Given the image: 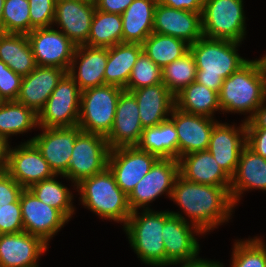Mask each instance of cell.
Returning a JSON list of instances; mask_svg holds the SVG:
<instances>
[{
    "label": "cell",
    "instance_id": "cell-49",
    "mask_svg": "<svg viewBox=\"0 0 266 267\" xmlns=\"http://www.w3.org/2000/svg\"><path fill=\"white\" fill-rule=\"evenodd\" d=\"M8 144L0 138V171L5 170L6 167V149Z\"/></svg>",
    "mask_w": 266,
    "mask_h": 267
},
{
    "label": "cell",
    "instance_id": "cell-44",
    "mask_svg": "<svg viewBox=\"0 0 266 267\" xmlns=\"http://www.w3.org/2000/svg\"><path fill=\"white\" fill-rule=\"evenodd\" d=\"M246 146L266 159V129L246 128Z\"/></svg>",
    "mask_w": 266,
    "mask_h": 267
},
{
    "label": "cell",
    "instance_id": "cell-46",
    "mask_svg": "<svg viewBox=\"0 0 266 267\" xmlns=\"http://www.w3.org/2000/svg\"><path fill=\"white\" fill-rule=\"evenodd\" d=\"M133 0H94L95 7L103 12L121 15Z\"/></svg>",
    "mask_w": 266,
    "mask_h": 267
},
{
    "label": "cell",
    "instance_id": "cell-1",
    "mask_svg": "<svg viewBox=\"0 0 266 267\" xmlns=\"http://www.w3.org/2000/svg\"><path fill=\"white\" fill-rule=\"evenodd\" d=\"M170 200L183 209L191 224L203 234L228 222L235 207L230 186H213L193 183L178 175Z\"/></svg>",
    "mask_w": 266,
    "mask_h": 267
},
{
    "label": "cell",
    "instance_id": "cell-12",
    "mask_svg": "<svg viewBox=\"0 0 266 267\" xmlns=\"http://www.w3.org/2000/svg\"><path fill=\"white\" fill-rule=\"evenodd\" d=\"M54 27L36 28L27 34L36 64L62 68L68 72L75 45L63 32Z\"/></svg>",
    "mask_w": 266,
    "mask_h": 267
},
{
    "label": "cell",
    "instance_id": "cell-39",
    "mask_svg": "<svg viewBox=\"0 0 266 267\" xmlns=\"http://www.w3.org/2000/svg\"><path fill=\"white\" fill-rule=\"evenodd\" d=\"M2 32L26 35L31 32L28 0L4 1Z\"/></svg>",
    "mask_w": 266,
    "mask_h": 267
},
{
    "label": "cell",
    "instance_id": "cell-22",
    "mask_svg": "<svg viewBox=\"0 0 266 267\" xmlns=\"http://www.w3.org/2000/svg\"><path fill=\"white\" fill-rule=\"evenodd\" d=\"M49 244L26 231L0 234V267H39Z\"/></svg>",
    "mask_w": 266,
    "mask_h": 267
},
{
    "label": "cell",
    "instance_id": "cell-43",
    "mask_svg": "<svg viewBox=\"0 0 266 267\" xmlns=\"http://www.w3.org/2000/svg\"><path fill=\"white\" fill-rule=\"evenodd\" d=\"M22 78L0 60V96L4 101H16Z\"/></svg>",
    "mask_w": 266,
    "mask_h": 267
},
{
    "label": "cell",
    "instance_id": "cell-36",
    "mask_svg": "<svg viewBox=\"0 0 266 267\" xmlns=\"http://www.w3.org/2000/svg\"><path fill=\"white\" fill-rule=\"evenodd\" d=\"M145 54L161 69L189 51L184 40L152 32L142 43Z\"/></svg>",
    "mask_w": 266,
    "mask_h": 267
},
{
    "label": "cell",
    "instance_id": "cell-50",
    "mask_svg": "<svg viewBox=\"0 0 266 267\" xmlns=\"http://www.w3.org/2000/svg\"><path fill=\"white\" fill-rule=\"evenodd\" d=\"M255 61H256L257 65H258V67H259V70H260L261 74L266 79V55H264L260 59H256Z\"/></svg>",
    "mask_w": 266,
    "mask_h": 267
},
{
    "label": "cell",
    "instance_id": "cell-34",
    "mask_svg": "<svg viewBox=\"0 0 266 267\" xmlns=\"http://www.w3.org/2000/svg\"><path fill=\"white\" fill-rule=\"evenodd\" d=\"M38 126V114L16 101H5L0 107V138L7 144L12 135L23 134Z\"/></svg>",
    "mask_w": 266,
    "mask_h": 267
},
{
    "label": "cell",
    "instance_id": "cell-14",
    "mask_svg": "<svg viewBox=\"0 0 266 267\" xmlns=\"http://www.w3.org/2000/svg\"><path fill=\"white\" fill-rule=\"evenodd\" d=\"M158 159L156 155L142 151L137 146L119 147L110 150L108 167L117 185L129 196Z\"/></svg>",
    "mask_w": 266,
    "mask_h": 267
},
{
    "label": "cell",
    "instance_id": "cell-29",
    "mask_svg": "<svg viewBox=\"0 0 266 267\" xmlns=\"http://www.w3.org/2000/svg\"><path fill=\"white\" fill-rule=\"evenodd\" d=\"M23 190L5 170L0 171V234L24 231L19 200Z\"/></svg>",
    "mask_w": 266,
    "mask_h": 267
},
{
    "label": "cell",
    "instance_id": "cell-37",
    "mask_svg": "<svg viewBox=\"0 0 266 267\" xmlns=\"http://www.w3.org/2000/svg\"><path fill=\"white\" fill-rule=\"evenodd\" d=\"M40 181L29 188V190L42 202L60 210L69 220L74 214L72 204L73 194L70 190L57 181L54 177Z\"/></svg>",
    "mask_w": 266,
    "mask_h": 267
},
{
    "label": "cell",
    "instance_id": "cell-30",
    "mask_svg": "<svg viewBox=\"0 0 266 267\" xmlns=\"http://www.w3.org/2000/svg\"><path fill=\"white\" fill-rule=\"evenodd\" d=\"M142 51V44L139 43H119L108 48L104 85H114L125 89Z\"/></svg>",
    "mask_w": 266,
    "mask_h": 267
},
{
    "label": "cell",
    "instance_id": "cell-45",
    "mask_svg": "<svg viewBox=\"0 0 266 267\" xmlns=\"http://www.w3.org/2000/svg\"><path fill=\"white\" fill-rule=\"evenodd\" d=\"M157 3L177 10L202 12L204 0H157Z\"/></svg>",
    "mask_w": 266,
    "mask_h": 267
},
{
    "label": "cell",
    "instance_id": "cell-21",
    "mask_svg": "<svg viewBox=\"0 0 266 267\" xmlns=\"http://www.w3.org/2000/svg\"><path fill=\"white\" fill-rule=\"evenodd\" d=\"M202 12L177 10L157 3L154 12L153 32L173 36L194 44L202 34Z\"/></svg>",
    "mask_w": 266,
    "mask_h": 267
},
{
    "label": "cell",
    "instance_id": "cell-17",
    "mask_svg": "<svg viewBox=\"0 0 266 267\" xmlns=\"http://www.w3.org/2000/svg\"><path fill=\"white\" fill-rule=\"evenodd\" d=\"M139 107L134 94L123 90L118 98L114 122L106 137L111 149L137 146L142 136Z\"/></svg>",
    "mask_w": 266,
    "mask_h": 267
},
{
    "label": "cell",
    "instance_id": "cell-41",
    "mask_svg": "<svg viewBox=\"0 0 266 267\" xmlns=\"http://www.w3.org/2000/svg\"><path fill=\"white\" fill-rule=\"evenodd\" d=\"M161 83H163L162 69L142 51L136 60L124 90L132 91Z\"/></svg>",
    "mask_w": 266,
    "mask_h": 267
},
{
    "label": "cell",
    "instance_id": "cell-51",
    "mask_svg": "<svg viewBox=\"0 0 266 267\" xmlns=\"http://www.w3.org/2000/svg\"><path fill=\"white\" fill-rule=\"evenodd\" d=\"M5 0H0V32H2V15H3V6Z\"/></svg>",
    "mask_w": 266,
    "mask_h": 267
},
{
    "label": "cell",
    "instance_id": "cell-38",
    "mask_svg": "<svg viewBox=\"0 0 266 267\" xmlns=\"http://www.w3.org/2000/svg\"><path fill=\"white\" fill-rule=\"evenodd\" d=\"M196 62L190 50L162 69L163 84L176 96L196 80Z\"/></svg>",
    "mask_w": 266,
    "mask_h": 267
},
{
    "label": "cell",
    "instance_id": "cell-9",
    "mask_svg": "<svg viewBox=\"0 0 266 267\" xmlns=\"http://www.w3.org/2000/svg\"><path fill=\"white\" fill-rule=\"evenodd\" d=\"M109 152L106 137L81 131L74 142L69 167L63 177L70 179L75 187L108 166Z\"/></svg>",
    "mask_w": 266,
    "mask_h": 267
},
{
    "label": "cell",
    "instance_id": "cell-4",
    "mask_svg": "<svg viewBox=\"0 0 266 267\" xmlns=\"http://www.w3.org/2000/svg\"><path fill=\"white\" fill-rule=\"evenodd\" d=\"M84 207L103 219L127 223L132 211L128 196L117 185L115 176L107 166L103 171L76 185Z\"/></svg>",
    "mask_w": 266,
    "mask_h": 267
},
{
    "label": "cell",
    "instance_id": "cell-3",
    "mask_svg": "<svg viewBox=\"0 0 266 267\" xmlns=\"http://www.w3.org/2000/svg\"><path fill=\"white\" fill-rule=\"evenodd\" d=\"M265 100L266 79L255 60H248L226 78L219 92L221 112L249 113L244 121H248Z\"/></svg>",
    "mask_w": 266,
    "mask_h": 267
},
{
    "label": "cell",
    "instance_id": "cell-40",
    "mask_svg": "<svg viewBox=\"0 0 266 267\" xmlns=\"http://www.w3.org/2000/svg\"><path fill=\"white\" fill-rule=\"evenodd\" d=\"M231 267H266V245L259 237L236 240Z\"/></svg>",
    "mask_w": 266,
    "mask_h": 267
},
{
    "label": "cell",
    "instance_id": "cell-18",
    "mask_svg": "<svg viewBox=\"0 0 266 267\" xmlns=\"http://www.w3.org/2000/svg\"><path fill=\"white\" fill-rule=\"evenodd\" d=\"M169 118L178 134V159L186 154L208 150L210 137L217 120L189 114L174 107Z\"/></svg>",
    "mask_w": 266,
    "mask_h": 267
},
{
    "label": "cell",
    "instance_id": "cell-23",
    "mask_svg": "<svg viewBox=\"0 0 266 267\" xmlns=\"http://www.w3.org/2000/svg\"><path fill=\"white\" fill-rule=\"evenodd\" d=\"M65 73L62 68L37 65L31 73L22 78L16 102L39 114Z\"/></svg>",
    "mask_w": 266,
    "mask_h": 267
},
{
    "label": "cell",
    "instance_id": "cell-42",
    "mask_svg": "<svg viewBox=\"0 0 266 267\" xmlns=\"http://www.w3.org/2000/svg\"><path fill=\"white\" fill-rule=\"evenodd\" d=\"M31 31L51 27L55 17L56 0H28Z\"/></svg>",
    "mask_w": 266,
    "mask_h": 267
},
{
    "label": "cell",
    "instance_id": "cell-7",
    "mask_svg": "<svg viewBox=\"0 0 266 267\" xmlns=\"http://www.w3.org/2000/svg\"><path fill=\"white\" fill-rule=\"evenodd\" d=\"M243 0H204L202 34L212 39L242 42L246 35Z\"/></svg>",
    "mask_w": 266,
    "mask_h": 267
},
{
    "label": "cell",
    "instance_id": "cell-27",
    "mask_svg": "<svg viewBox=\"0 0 266 267\" xmlns=\"http://www.w3.org/2000/svg\"><path fill=\"white\" fill-rule=\"evenodd\" d=\"M250 189L266 191V159L245 146L239 157L234 175L231 177L230 196L234 205L241 194Z\"/></svg>",
    "mask_w": 266,
    "mask_h": 267
},
{
    "label": "cell",
    "instance_id": "cell-8",
    "mask_svg": "<svg viewBox=\"0 0 266 267\" xmlns=\"http://www.w3.org/2000/svg\"><path fill=\"white\" fill-rule=\"evenodd\" d=\"M81 90L69 73H65L38 114L39 128L78 125Z\"/></svg>",
    "mask_w": 266,
    "mask_h": 267
},
{
    "label": "cell",
    "instance_id": "cell-20",
    "mask_svg": "<svg viewBox=\"0 0 266 267\" xmlns=\"http://www.w3.org/2000/svg\"><path fill=\"white\" fill-rule=\"evenodd\" d=\"M246 146L245 121L238 127L217 123L211 133L208 151L231 178L237 168L242 149Z\"/></svg>",
    "mask_w": 266,
    "mask_h": 267
},
{
    "label": "cell",
    "instance_id": "cell-47",
    "mask_svg": "<svg viewBox=\"0 0 266 267\" xmlns=\"http://www.w3.org/2000/svg\"><path fill=\"white\" fill-rule=\"evenodd\" d=\"M246 128H265L266 129V100L254 112L253 116L245 121Z\"/></svg>",
    "mask_w": 266,
    "mask_h": 267
},
{
    "label": "cell",
    "instance_id": "cell-10",
    "mask_svg": "<svg viewBox=\"0 0 266 267\" xmlns=\"http://www.w3.org/2000/svg\"><path fill=\"white\" fill-rule=\"evenodd\" d=\"M179 212L166 211V222L162 237L166 253V266L193 261L198 258L199 243L194 233L203 234L196 226L189 224ZM194 230V231H192Z\"/></svg>",
    "mask_w": 266,
    "mask_h": 267
},
{
    "label": "cell",
    "instance_id": "cell-19",
    "mask_svg": "<svg viewBox=\"0 0 266 267\" xmlns=\"http://www.w3.org/2000/svg\"><path fill=\"white\" fill-rule=\"evenodd\" d=\"M95 10L94 0H56L53 23L75 45H84Z\"/></svg>",
    "mask_w": 266,
    "mask_h": 267
},
{
    "label": "cell",
    "instance_id": "cell-33",
    "mask_svg": "<svg viewBox=\"0 0 266 267\" xmlns=\"http://www.w3.org/2000/svg\"><path fill=\"white\" fill-rule=\"evenodd\" d=\"M175 107L189 114L209 118H214L215 111H221L219 94L196 81L175 96Z\"/></svg>",
    "mask_w": 266,
    "mask_h": 267
},
{
    "label": "cell",
    "instance_id": "cell-5",
    "mask_svg": "<svg viewBox=\"0 0 266 267\" xmlns=\"http://www.w3.org/2000/svg\"><path fill=\"white\" fill-rule=\"evenodd\" d=\"M134 211L123 225L129 243L143 263L166 266V253L162 231L166 222V211L143 210L141 215Z\"/></svg>",
    "mask_w": 266,
    "mask_h": 267
},
{
    "label": "cell",
    "instance_id": "cell-32",
    "mask_svg": "<svg viewBox=\"0 0 266 267\" xmlns=\"http://www.w3.org/2000/svg\"><path fill=\"white\" fill-rule=\"evenodd\" d=\"M137 147L163 159H178V134L174 123L167 119L161 124L144 128Z\"/></svg>",
    "mask_w": 266,
    "mask_h": 267
},
{
    "label": "cell",
    "instance_id": "cell-52",
    "mask_svg": "<svg viewBox=\"0 0 266 267\" xmlns=\"http://www.w3.org/2000/svg\"><path fill=\"white\" fill-rule=\"evenodd\" d=\"M4 99L0 96V107L2 106V104L4 103Z\"/></svg>",
    "mask_w": 266,
    "mask_h": 267
},
{
    "label": "cell",
    "instance_id": "cell-31",
    "mask_svg": "<svg viewBox=\"0 0 266 267\" xmlns=\"http://www.w3.org/2000/svg\"><path fill=\"white\" fill-rule=\"evenodd\" d=\"M0 60L22 77L37 67L26 34L0 32Z\"/></svg>",
    "mask_w": 266,
    "mask_h": 267
},
{
    "label": "cell",
    "instance_id": "cell-28",
    "mask_svg": "<svg viewBox=\"0 0 266 267\" xmlns=\"http://www.w3.org/2000/svg\"><path fill=\"white\" fill-rule=\"evenodd\" d=\"M157 0H133L121 14L122 43L142 44L153 32Z\"/></svg>",
    "mask_w": 266,
    "mask_h": 267
},
{
    "label": "cell",
    "instance_id": "cell-25",
    "mask_svg": "<svg viewBox=\"0 0 266 267\" xmlns=\"http://www.w3.org/2000/svg\"><path fill=\"white\" fill-rule=\"evenodd\" d=\"M130 92L136 98L143 129L157 126L169 119L168 116L175 107V96L163 83Z\"/></svg>",
    "mask_w": 266,
    "mask_h": 267
},
{
    "label": "cell",
    "instance_id": "cell-16",
    "mask_svg": "<svg viewBox=\"0 0 266 267\" xmlns=\"http://www.w3.org/2000/svg\"><path fill=\"white\" fill-rule=\"evenodd\" d=\"M41 129L42 134L27 142L37 147L55 175L63 176L67 173L76 137L82 130L78 126Z\"/></svg>",
    "mask_w": 266,
    "mask_h": 267
},
{
    "label": "cell",
    "instance_id": "cell-48",
    "mask_svg": "<svg viewBox=\"0 0 266 267\" xmlns=\"http://www.w3.org/2000/svg\"><path fill=\"white\" fill-rule=\"evenodd\" d=\"M177 264H182L181 267H221V263L217 261H209V260H204L202 258H197L196 260L193 261H187V262H182V263H177Z\"/></svg>",
    "mask_w": 266,
    "mask_h": 267
},
{
    "label": "cell",
    "instance_id": "cell-11",
    "mask_svg": "<svg viewBox=\"0 0 266 267\" xmlns=\"http://www.w3.org/2000/svg\"><path fill=\"white\" fill-rule=\"evenodd\" d=\"M178 175V159L159 158L128 196L131 211L134 212L141 208L150 210L148 204L164 193L171 197L174 182Z\"/></svg>",
    "mask_w": 266,
    "mask_h": 267
},
{
    "label": "cell",
    "instance_id": "cell-24",
    "mask_svg": "<svg viewBox=\"0 0 266 267\" xmlns=\"http://www.w3.org/2000/svg\"><path fill=\"white\" fill-rule=\"evenodd\" d=\"M107 60L108 48L78 45L67 73L81 91L102 86Z\"/></svg>",
    "mask_w": 266,
    "mask_h": 267
},
{
    "label": "cell",
    "instance_id": "cell-26",
    "mask_svg": "<svg viewBox=\"0 0 266 267\" xmlns=\"http://www.w3.org/2000/svg\"><path fill=\"white\" fill-rule=\"evenodd\" d=\"M179 175L185 180L204 185L230 186L231 178L208 150L186 154L178 159Z\"/></svg>",
    "mask_w": 266,
    "mask_h": 267
},
{
    "label": "cell",
    "instance_id": "cell-35",
    "mask_svg": "<svg viewBox=\"0 0 266 267\" xmlns=\"http://www.w3.org/2000/svg\"><path fill=\"white\" fill-rule=\"evenodd\" d=\"M122 43V17L96 8L88 35L84 44L90 47L110 48Z\"/></svg>",
    "mask_w": 266,
    "mask_h": 267
},
{
    "label": "cell",
    "instance_id": "cell-6",
    "mask_svg": "<svg viewBox=\"0 0 266 267\" xmlns=\"http://www.w3.org/2000/svg\"><path fill=\"white\" fill-rule=\"evenodd\" d=\"M124 89L102 85L81 92L78 127L87 133L107 137L111 131L118 98Z\"/></svg>",
    "mask_w": 266,
    "mask_h": 267
},
{
    "label": "cell",
    "instance_id": "cell-13",
    "mask_svg": "<svg viewBox=\"0 0 266 267\" xmlns=\"http://www.w3.org/2000/svg\"><path fill=\"white\" fill-rule=\"evenodd\" d=\"M6 149L5 171L24 189L55 176L48 162L32 142Z\"/></svg>",
    "mask_w": 266,
    "mask_h": 267
},
{
    "label": "cell",
    "instance_id": "cell-2",
    "mask_svg": "<svg viewBox=\"0 0 266 267\" xmlns=\"http://www.w3.org/2000/svg\"><path fill=\"white\" fill-rule=\"evenodd\" d=\"M240 44L202 36L189 45L196 62L195 81L219 94L223 81L248 61L237 52Z\"/></svg>",
    "mask_w": 266,
    "mask_h": 267
},
{
    "label": "cell",
    "instance_id": "cell-15",
    "mask_svg": "<svg viewBox=\"0 0 266 267\" xmlns=\"http://www.w3.org/2000/svg\"><path fill=\"white\" fill-rule=\"evenodd\" d=\"M19 200L24 231L46 244L69 221L60 210L39 200L29 189L22 191Z\"/></svg>",
    "mask_w": 266,
    "mask_h": 267
}]
</instances>
